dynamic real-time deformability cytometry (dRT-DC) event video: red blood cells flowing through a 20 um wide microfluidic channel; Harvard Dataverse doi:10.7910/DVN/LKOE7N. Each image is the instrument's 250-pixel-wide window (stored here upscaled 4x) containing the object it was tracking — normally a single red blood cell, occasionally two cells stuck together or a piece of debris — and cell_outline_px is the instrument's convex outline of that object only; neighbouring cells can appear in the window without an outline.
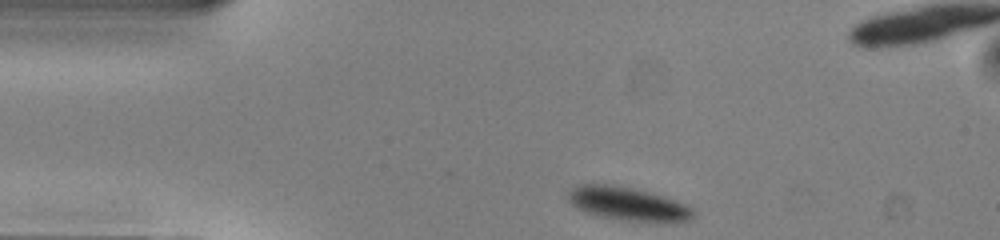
{"species": "common noctule bat (a hibernating species)", "species_latin": "Nyctalus noctula", "temperature_condition": "warm", "stored_images_in_passage": 43, "camera_frame_rate_fps": 3000, "um_per_image_px": 0.085, "animal": {"sex": "male", "body_mass_g": 13.0, "forearm_length_mm": 53.1}, "frame": {"image": 1, "passage_image": 1, "time_ms": 0.0, "image_size_px": [1000, 240], "cell_outline_px": [[696, 216], [692, 220], [672, 224], [660, 224], [620, 220], [584, 212], [576, 208], [568, 200], [568, 192], [576, 184], [612, 184], [632, 188], [648, 192], [676, 200], [688, 204], [696, 212]], "centroid_in_image_um": [53.47, 17.37], "position_along_channel_um": 31.5, "area_um2": 25.32}}
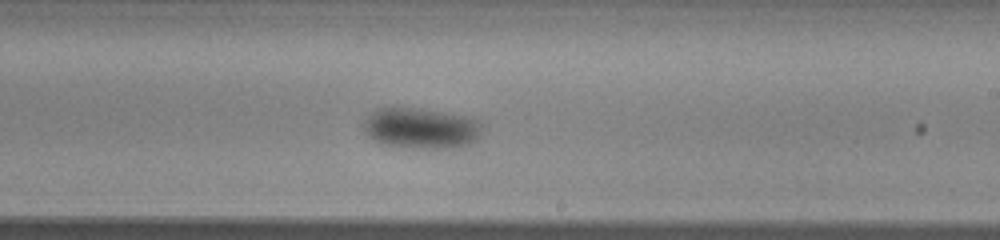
{"frame": {"image": 2, "passage_image": 21, "time_ms": 6.667, "image_size_px": [1000, 240], "cell_outline_px": [[484, 128], [480, 136], [476, 140], [460, 148], [400, 148], [384, 144], [368, 136], [364, 128], [364, 120], [376, 108], [416, 108], [464, 116], [476, 120]], "centroid_in_image_um": [35.8, 10.92], "position_along_channel_um": 253.2, "area_um2": 28.15}}
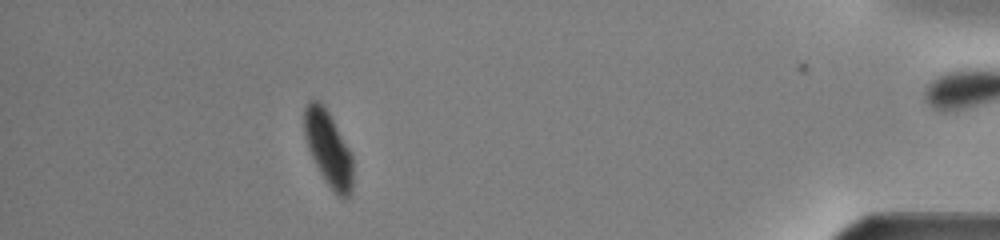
{"frame": {"image": 3, "passage_image": 37, "time_ms": 12.0, "image_size_px": [1000, 240], "cell_outline_px": [[352, 192], [344, 200], [328, 184], [320, 172], [308, 148], [304, 132], [304, 108], [308, 100], [320, 100], [324, 104], [352, 152]], "centroid_in_image_um": [27.91, 12.57], "position_along_channel_um": 407.3, "area_um2": 21.21}}